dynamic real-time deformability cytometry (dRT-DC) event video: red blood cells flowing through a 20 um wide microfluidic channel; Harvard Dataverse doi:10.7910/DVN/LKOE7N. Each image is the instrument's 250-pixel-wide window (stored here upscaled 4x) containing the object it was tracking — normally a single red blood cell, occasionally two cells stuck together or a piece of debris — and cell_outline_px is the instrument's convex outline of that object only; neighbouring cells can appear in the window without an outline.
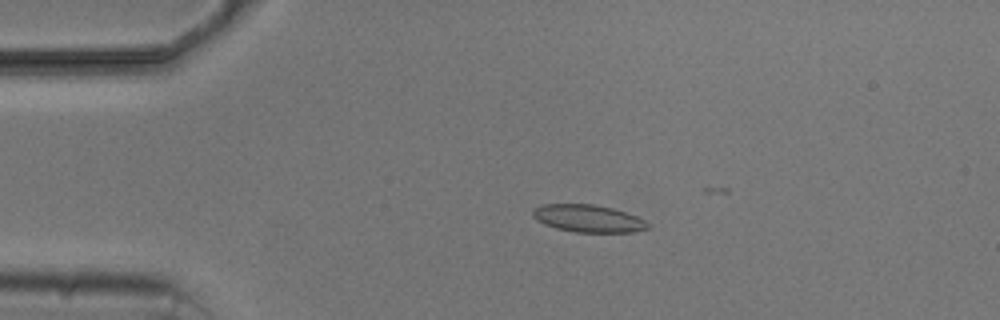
{"species": "common noctule bat (a hibernating species)", "species_latin": "Nyctalus noctula", "temperature_condition": "cold", "stored_images_in_passage": 3, "camera_frame_rate_fps": 3000, "um_per_image_px": 0.085, "animal": {"sex": "male", "body_mass_g": 20.5, "forearm_length_mm": 52.5}, "frame": {"image": 1, "passage_image": 2, "time_ms": 0.667, "image_size_px": [1000, 320], "cell_outline_px": [[648, 228], [632, 232], [576, 232], [556, 228], [544, 224], [536, 220], [532, 216], [532, 208], [544, 204], [596, 204], [612, 208], [636, 216], [644, 220], [648, 224]], "centroid_in_image_um": [49.94, 18.56], "position_along_channel_um": 35.1, "area_um2": 18.32}}